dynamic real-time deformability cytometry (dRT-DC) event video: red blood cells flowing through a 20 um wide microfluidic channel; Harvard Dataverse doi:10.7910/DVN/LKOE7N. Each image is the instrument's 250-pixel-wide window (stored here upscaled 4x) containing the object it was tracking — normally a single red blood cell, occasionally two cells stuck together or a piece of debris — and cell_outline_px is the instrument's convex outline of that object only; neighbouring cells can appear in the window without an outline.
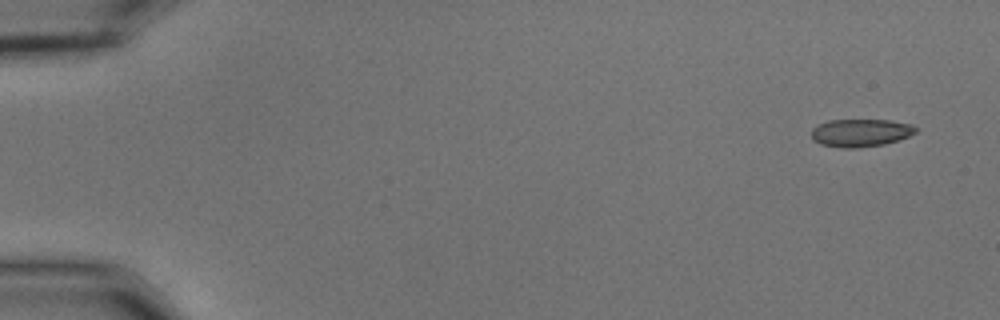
{"species": "common noctule bat (a hibernating species)", "species_latin": "Nyctalus noctula", "temperature_condition": "cold", "stored_images_in_passage": 53, "camera_frame_rate_fps": 3000, "um_per_image_px": 0.085, "animal": {"sex": "male", "body_mass_g": 15.6}, "frame": {"image": 1, "passage_image": 1, "time_ms": 0.0, "image_size_px": [1000, 320], "cell_outline_px": [[916, 132], [908, 136], [884, 144], [860, 148], [840, 148], [820, 144], [812, 140], [812, 128], [816, 124], [828, 120], [888, 120], [912, 124], [916, 128]], "centroid_in_image_um": [73.09, 11.29], "position_along_channel_um": 11.9, "area_um2": 16.99}}
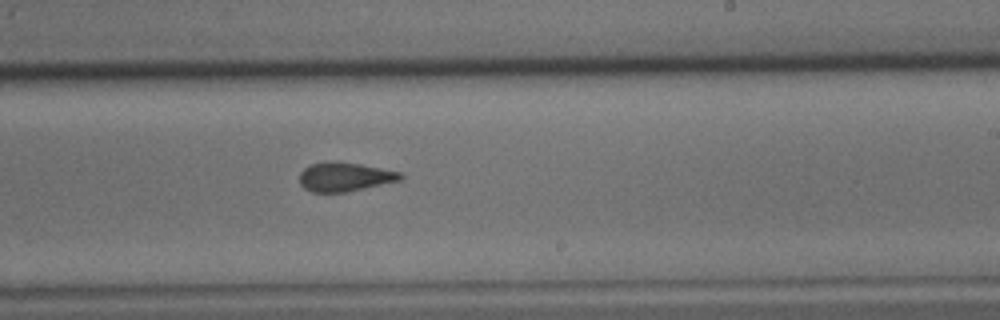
{"frame": {"image": 2, "passage_image": 32, "time_ms": 10.333, "image_size_px": [1000, 320], "cell_outline_px": [[404, 180], [344, 192], [312, 192], [304, 188], [300, 184], [300, 172], [308, 164], [324, 160], [336, 160], [360, 164], [404, 172]], "centroid_in_image_um": [29.32, 15.0], "position_along_channel_um": 259.7, "area_um2": 17.57}}
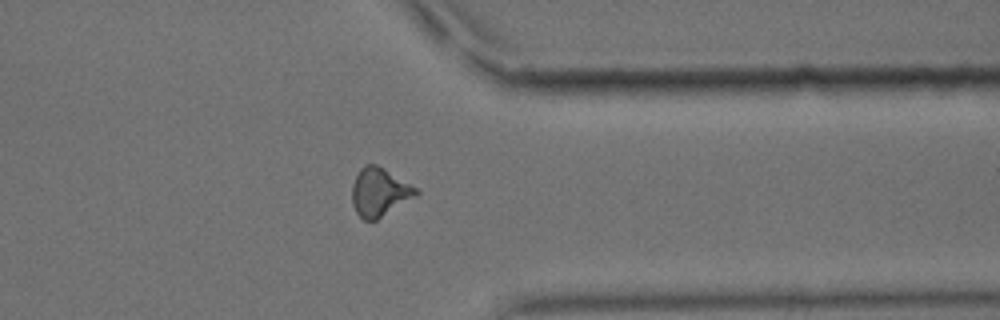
{"frame": {"image": 3, "passage_image": 42, "time_ms": 13.667, "image_size_px": [1000, 320], "cell_outline_px": [[420, 192], [416, 196], [376, 220], [364, 220], [356, 212], [352, 204], [352, 184], [360, 168], [364, 164], [376, 164], [416, 188]], "centroid_in_image_um": [32.22, 16.33], "position_along_channel_um": 379.2, "area_um2": 17.74}, "authors_computed_cell_mechanics": {"area_um2": 17.3978, "velocity_mm_per_s": 3.6906, "shape_relaxation_time_tau1_ms": null, "shape_relaxation_time_tau2_ms": 1.3382, "deformation_change_tau1": null, "deformation_change_tau2": 0.0686}}